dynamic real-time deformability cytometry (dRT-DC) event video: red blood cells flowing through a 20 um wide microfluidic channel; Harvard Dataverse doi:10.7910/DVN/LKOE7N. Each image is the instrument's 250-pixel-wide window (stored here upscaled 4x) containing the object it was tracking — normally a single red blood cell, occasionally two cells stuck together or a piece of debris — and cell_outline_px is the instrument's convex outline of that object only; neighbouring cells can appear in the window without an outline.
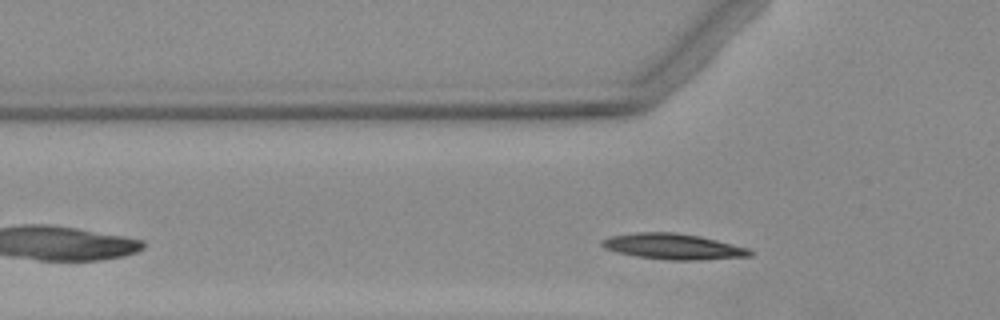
{"species": "Egyptian fruit bat (a non-hibernating species)", "species_latin": "Rousettus aegyptiacus", "temperature_condition": "warm", "stored_images_in_passage": 7, "camera_frame_rate_fps": 3000, "um_per_image_px": 0.085, "animal": {"sex": "female"}, "frame": {"image": 1, "passage_image": 7, "time_ms": 8.333, "image_size_px": [1000, 320], "cell_outline_px": [[756, 252], [752, 256], [700, 260], [668, 260], [636, 256], [616, 252], [604, 248], [600, 244], [600, 240], [612, 236], [636, 232], [676, 232], [700, 236], [748, 248]], "centroid_in_image_um": [57.23, 20.95], "position_along_channel_um": 68.6, "area_um2": 22.31}}